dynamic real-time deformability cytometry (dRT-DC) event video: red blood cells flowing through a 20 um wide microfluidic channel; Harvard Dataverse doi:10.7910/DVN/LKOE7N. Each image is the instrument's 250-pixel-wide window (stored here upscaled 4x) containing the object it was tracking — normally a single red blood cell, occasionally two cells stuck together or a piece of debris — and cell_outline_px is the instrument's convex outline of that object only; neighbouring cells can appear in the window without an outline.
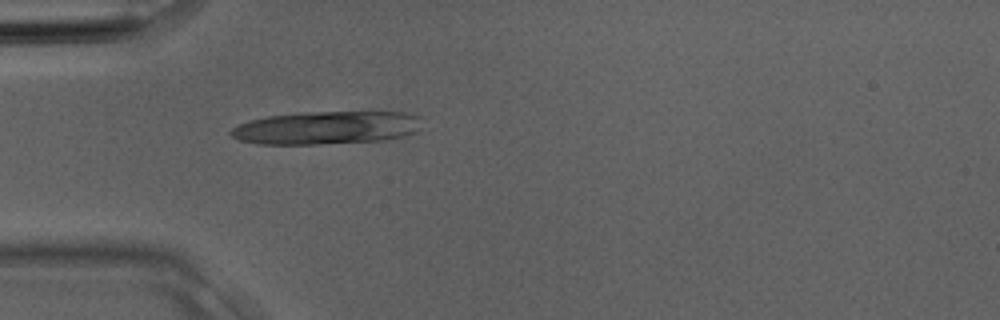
{"species": "Egyptian fruit bat (a non-hibernating species)", "species_latin": "Rousettus aegyptiacus", "temperature_condition": "room temperature", "stored_images_in_passage": 3, "camera_frame_rate_fps": 3000, "um_per_image_px": 0.085, "animal": {"sex": "male"}, "frame": {"image": 1, "passage_image": 3, "time_ms": 0.667, "image_size_px": [1000, 320], "cell_outline_px": [[420, 128], [416, 132], [404, 136], [388, 140], [320, 144], [260, 144], [240, 140], [232, 136], [228, 132], [232, 128], [240, 124], [252, 120], [268, 116], [300, 112], [404, 112], [420, 116]], "centroid_in_image_um": [27.79, 10.86], "position_along_channel_um": 57.2, "area_um2": 36.93}}